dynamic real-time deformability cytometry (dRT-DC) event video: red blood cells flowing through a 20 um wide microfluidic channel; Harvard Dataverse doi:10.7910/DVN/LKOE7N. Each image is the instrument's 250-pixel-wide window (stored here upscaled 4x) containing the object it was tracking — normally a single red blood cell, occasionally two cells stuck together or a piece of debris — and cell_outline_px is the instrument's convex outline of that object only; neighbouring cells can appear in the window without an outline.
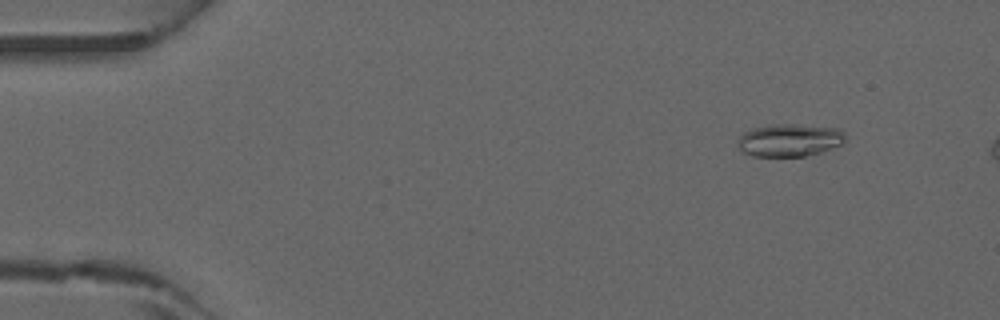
{"species": "common noctule bat (a hibernating species)", "species_latin": "Nyctalus noctula", "temperature_condition": "warm", "stored_images_in_passage": 4, "camera_frame_rate_fps": 3000, "um_per_image_px": 0.085, "animal": {"sex": "male", "forearm_length_mm": 52.5}, "frame": {"image": 1, "passage_image": 1, "time_ms": 0.0, "image_size_px": [1000, 320], "cell_outline_px": [[848, 136], [844, 144], [820, 152], [804, 156], [752, 156], [744, 152], [736, 144], [740, 136], [744, 132], [756, 128], [772, 124], [796, 124], [840, 128]], "centroid_in_image_um": [67.17, 11.91], "position_along_channel_um": 17.8, "area_um2": 20.63}}